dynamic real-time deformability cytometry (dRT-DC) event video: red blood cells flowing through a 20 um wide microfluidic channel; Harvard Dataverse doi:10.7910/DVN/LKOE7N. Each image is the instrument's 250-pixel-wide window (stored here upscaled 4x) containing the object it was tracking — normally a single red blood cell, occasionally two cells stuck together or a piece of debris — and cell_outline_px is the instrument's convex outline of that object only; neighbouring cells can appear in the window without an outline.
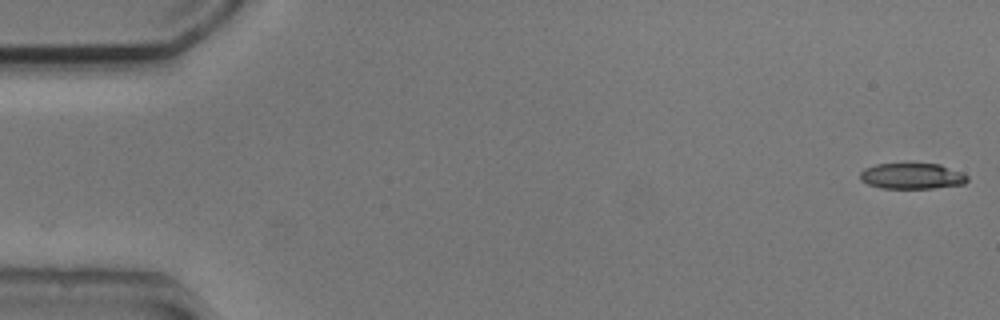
{"species": "common noctule bat (a hibernating species)", "species_latin": "Nyctalus noctula", "temperature_condition": "cold", "stored_images_in_passage": 53, "camera_frame_rate_fps": 3000, "um_per_image_px": 0.085, "animal": {"sex": "male", "body_mass_g": 20.5, "forearm_length_mm": 52.5}, "frame": {"image": 1, "passage_image": 1, "time_ms": 0.0, "image_size_px": [1000, 320], "cell_outline_px": [[968, 180], [964, 184], [932, 188], [880, 188], [868, 184], [860, 180], [860, 172], [864, 168], [876, 164], [940, 164], [964, 172], [968, 176]], "centroid_in_image_um": [77.53, 14.96], "position_along_channel_um": 7.5, "area_um2": 16.24}}
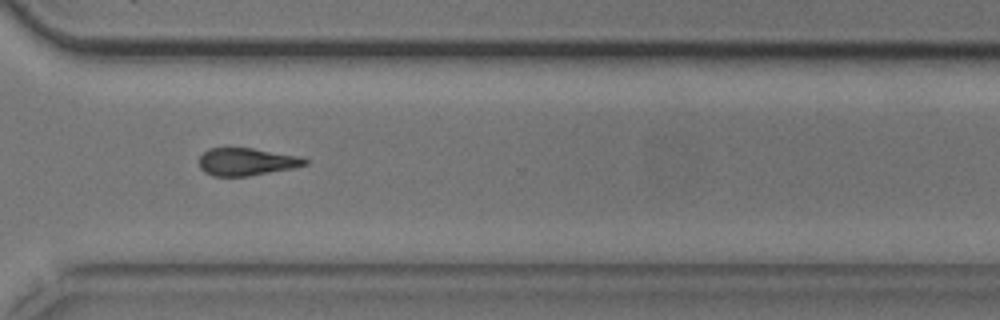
{"frame": {"image": 2, "passage_image": 39, "time_ms": 12.667, "image_size_px": [1000, 320], "cell_outline_px": [[308, 164], [292, 168], [248, 176], [212, 176], [204, 172], [200, 168], [200, 156], [208, 148], [252, 148], [300, 156], [308, 160]], "centroid_in_image_um": [20.95, 13.75], "position_along_channel_um": 349.7, "area_um2": 16.94}}
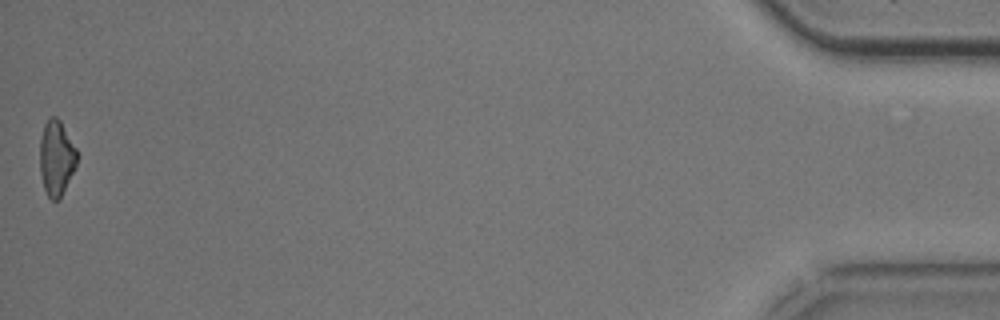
{"frame": {"image": 3, "passage_image": 53, "time_ms": 17.333, "image_size_px": [1000, 320], "cell_outline_px": [[80, 156], [60, 200], [52, 200], [48, 196], [44, 188], [40, 172], [40, 140], [44, 124], [48, 116], [56, 116], [60, 120], [76, 148]], "centroid_in_image_um": [4.8, 13.41], "position_along_channel_um": 430.4, "area_um2": 16.47}, "authors_computed_cell_mechanics": {"area_um2": 17.5712, "velocity_mm_per_s": 3.7986, "shape_relaxation_time_tau1_ms": 3.8812, "shape_relaxation_time_tau2_ms": null, "deformation_change_tau1": 0.1162, "deformation_change_tau2": null}}